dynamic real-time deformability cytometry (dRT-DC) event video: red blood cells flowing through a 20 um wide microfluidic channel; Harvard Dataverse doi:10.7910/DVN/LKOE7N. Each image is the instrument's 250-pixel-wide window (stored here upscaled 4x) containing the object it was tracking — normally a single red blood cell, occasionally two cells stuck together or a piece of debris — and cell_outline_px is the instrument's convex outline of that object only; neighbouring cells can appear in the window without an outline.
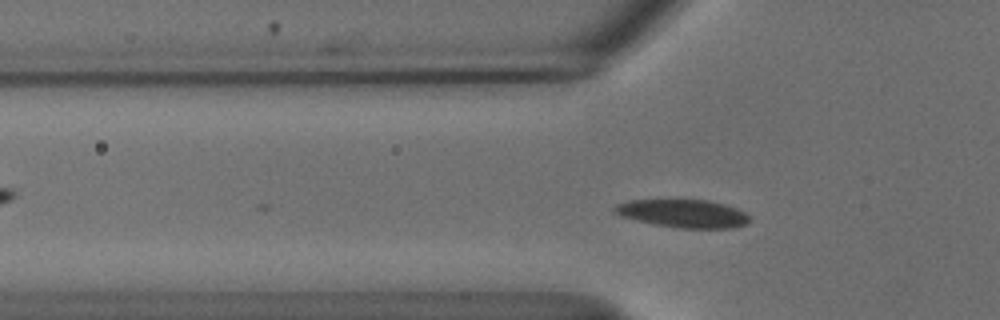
{"species": "common noctule bat (a hibernating species)", "species_latin": "Nyctalus noctula", "temperature_condition": "cold", "stored_images_in_passage": 13, "camera_frame_rate_fps": 3000, "um_per_image_px": 0.085, "animal": {"sex": "male", "body_mass_g": 18.8}, "frame": {"image": 1, "passage_image": 9, "time_ms": 2.667, "image_size_px": [1000, 320], "cell_outline_px": [[748, 220], [744, 224], [732, 228], [680, 228], [652, 224], [620, 216], [612, 212], [612, 208], [616, 204], [628, 200], [708, 200], [724, 204], [736, 208], [744, 212], [748, 216]], "centroid_in_image_um": [57.99, 18.14], "position_along_channel_um": 67.8, "area_um2": 22.02}}